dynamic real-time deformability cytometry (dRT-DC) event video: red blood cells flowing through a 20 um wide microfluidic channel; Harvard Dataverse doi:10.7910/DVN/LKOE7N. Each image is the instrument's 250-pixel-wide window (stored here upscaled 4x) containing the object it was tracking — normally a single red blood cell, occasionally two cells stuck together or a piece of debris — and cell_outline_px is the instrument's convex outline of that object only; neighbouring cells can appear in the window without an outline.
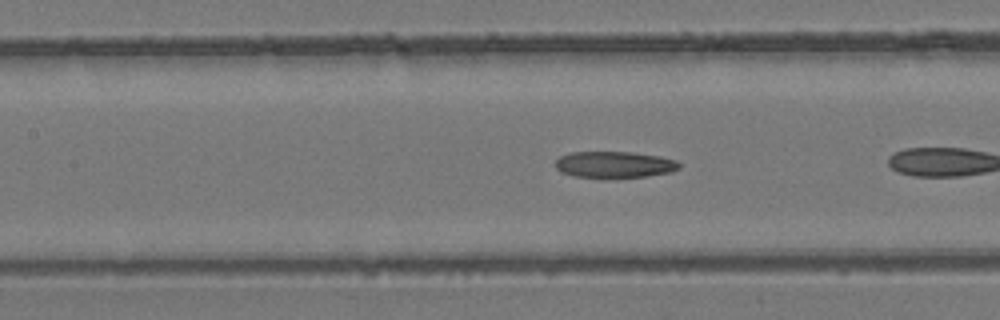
{"species": "common noctule bat (a hibernating species)", "species_latin": "Nyctalus noctula", "temperature_condition": "room temperature", "stored_images_in_passage": 12, "camera_frame_rate_fps": 3000, "um_per_image_px": 0.085, "animal": {"sex": "female", "body_mass_g": 24.6, "forearm_length_mm": 56.2}, "frame": {"image": 1, "passage_image": 7, "time_ms": 2.0, "image_size_px": [1000, 320], "cell_outline_px": [[680, 168], [672, 172], [648, 176], [604, 180], [600, 180], [572, 176], [560, 172], [556, 168], [556, 160], [560, 156], [572, 152], [632, 152], [660, 156], [676, 160], [680, 164]], "centroid_in_image_um": [52.21, 14.03], "position_along_channel_um": 155.2, "area_um2": 19.88}}